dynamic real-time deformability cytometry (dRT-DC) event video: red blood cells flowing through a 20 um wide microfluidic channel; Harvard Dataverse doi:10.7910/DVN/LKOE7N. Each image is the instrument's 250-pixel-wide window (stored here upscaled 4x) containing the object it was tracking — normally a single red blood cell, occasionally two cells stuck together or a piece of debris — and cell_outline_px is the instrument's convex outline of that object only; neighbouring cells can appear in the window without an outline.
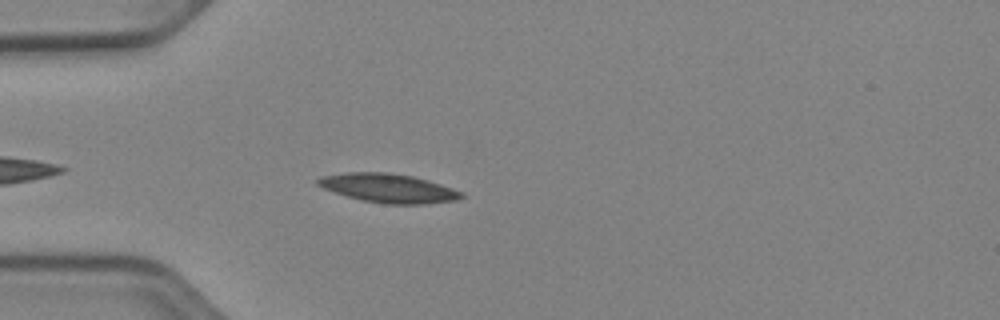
{"species": "Egyptian fruit bat (a non-hibernating species)", "species_latin": "Rousettus aegyptiacus", "temperature_condition": "cold", "stored_images_in_passage": 41, "camera_frame_rate_fps": 3000, "um_per_image_px": 0.085, "animal": {"sex": "female"}, "frame": {"image": 1, "passage_image": 4, "time_ms": 1.0, "image_size_px": [1000, 320], "cell_outline_px": [[464, 196], [456, 200], [420, 204], [384, 204], [364, 200], [348, 196], [324, 188], [316, 184], [316, 180], [320, 176], [344, 172], [388, 172], [412, 176], [428, 180], [452, 188], [460, 192]], "centroid_in_image_um": [32.98, 15.98], "position_along_channel_um": 52.0, "area_um2": 23.93}}
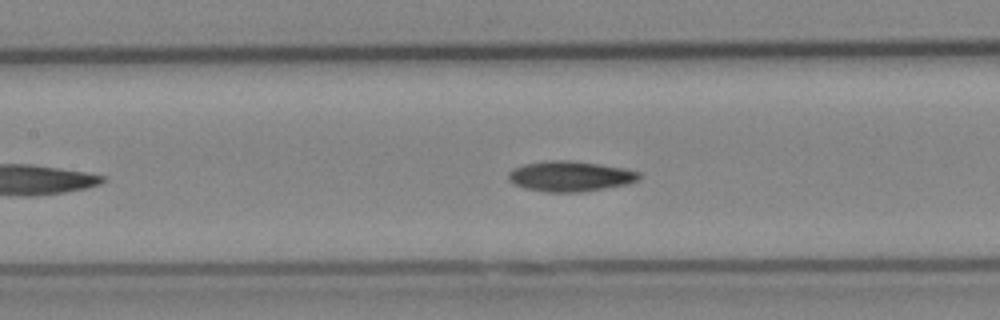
{"frame": {"image": 2, "passage_image": 13, "time_ms": 4.0, "image_size_px": [1000, 320], "cell_outline_px": [[640, 176], [636, 180], [624, 184], [584, 192], [544, 192], [524, 188], [508, 180], [508, 172], [524, 164], [548, 160], [568, 160], [600, 164], [624, 168], [640, 172]], "centroid_in_image_um": [48.43, 14.98], "position_along_channel_um": 159.0, "area_um2": 22.95}}
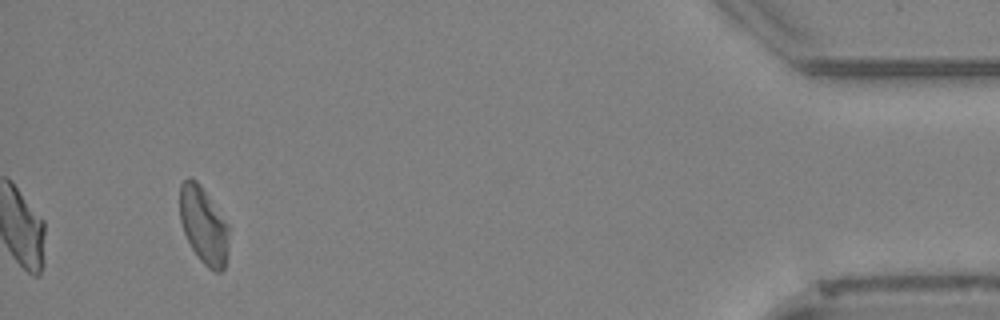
{"frame": {"image": 3, "passage_image": 38, "time_ms": 12.333, "image_size_px": [1000, 320], "cell_outline_px": [[228, 252], [224, 268], [220, 272], [216, 272], [208, 268], [200, 260], [192, 248], [184, 232], [180, 220], [180, 184], [188, 176], [196, 180], [200, 184], [228, 224]], "centroid_in_image_um": [17.3, 19.15], "position_along_channel_um": 417.9, "area_um2": 21.91}, "authors_computed_cell_mechanics": {"area_um2": 22.3686, "velocity_mm_per_s": 3.9403, "shape_relaxation_time_tau1_ms": null, "shape_relaxation_time_tau2_ms": 8.3719, "deformation_change_tau1": null, "deformation_change_tau2": 0.1636}}